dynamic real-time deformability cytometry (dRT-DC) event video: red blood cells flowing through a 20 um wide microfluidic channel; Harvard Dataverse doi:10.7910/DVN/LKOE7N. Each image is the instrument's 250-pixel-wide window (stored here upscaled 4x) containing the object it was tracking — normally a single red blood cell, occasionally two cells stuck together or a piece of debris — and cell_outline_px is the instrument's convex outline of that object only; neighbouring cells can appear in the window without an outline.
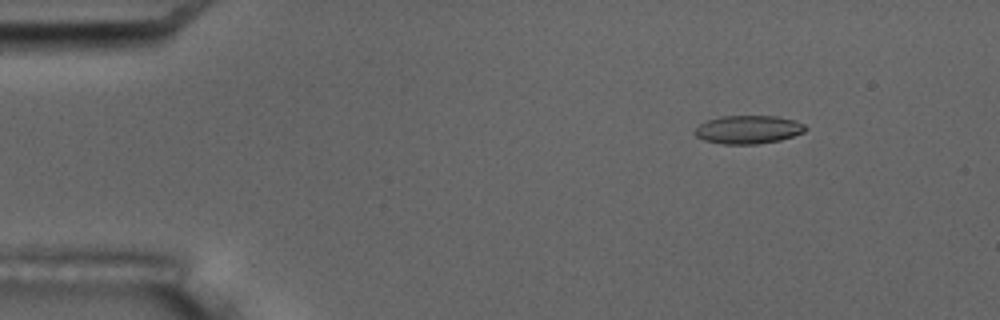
{"species": "common noctule bat (a hibernating species)", "species_latin": "Nyctalus noctula", "temperature_condition": "room temperature", "stored_images_in_passage": 8, "camera_frame_rate_fps": 3000, "um_per_image_px": 0.085, "animal": {"sex": "male", "body_mass_g": 17.5, "forearm_length_mm": 52.3}, "frame": {"image": 1, "passage_image": 1, "time_ms": 0.0, "image_size_px": [1000, 320], "cell_outline_px": [[808, 128], [804, 132], [780, 140], [756, 144], [724, 144], [704, 140], [696, 136], [692, 132], [700, 124], [708, 120], [720, 116], [776, 116], [796, 120], [804, 124]], "centroid_in_image_um": [63.61, 11.01], "position_along_channel_um": 21.4, "area_um2": 18.26}}
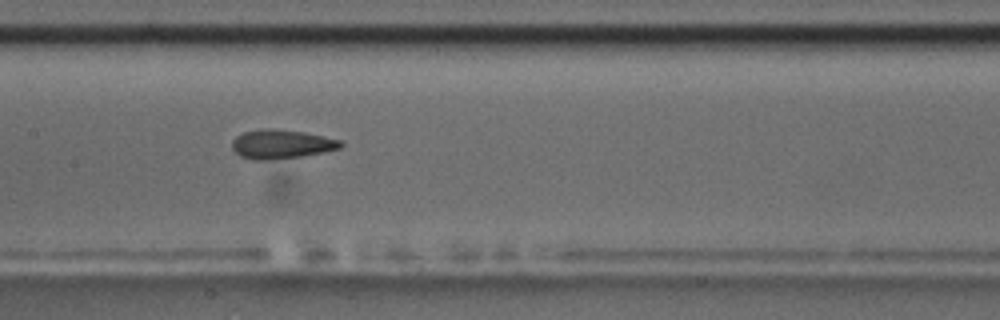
{"frame": {"image": 2, "passage_image": 7, "time_ms": 7.0, "image_size_px": [1000, 320], "cell_outline_px": [[344, 144], [340, 148], [324, 152], [300, 156], [268, 160], [252, 160], [240, 156], [232, 148], [232, 140], [236, 136], [244, 132], [264, 128], [272, 128], [304, 132], [340, 140]], "centroid_in_image_um": [23.89, 12.25], "position_along_channel_um": 183.5, "area_um2": 18.32}}